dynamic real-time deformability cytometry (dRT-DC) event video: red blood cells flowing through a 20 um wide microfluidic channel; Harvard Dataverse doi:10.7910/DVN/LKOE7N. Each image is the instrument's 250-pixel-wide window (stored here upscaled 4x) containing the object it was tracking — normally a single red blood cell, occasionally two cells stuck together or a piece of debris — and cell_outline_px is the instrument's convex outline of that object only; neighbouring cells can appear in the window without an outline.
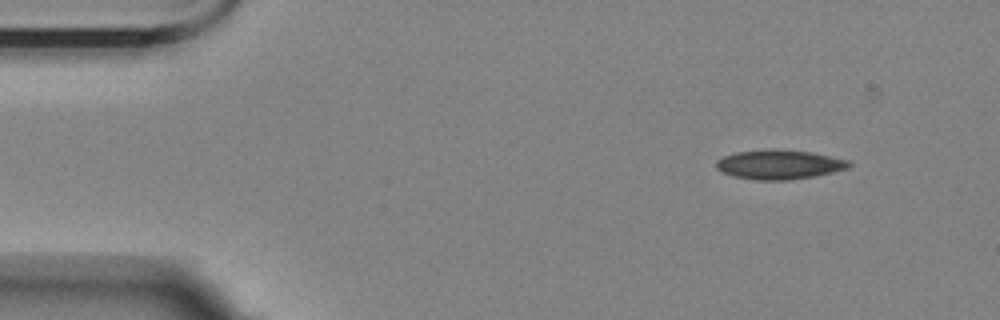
{"species": "Egyptian fruit bat (a non-hibernating species)", "species_latin": "Rousettus aegyptiacus", "temperature_condition": "room temperature", "stored_images_in_passage": 4, "segment_of_instrument_passage": [1, 2], "camera_frame_rate_fps": 3000, "um_per_image_px": 0.085, "animal": {"sex": "female"}, "frame": {"image": 1, "passage_image": 1, "time_ms": 0.0, "image_size_px": [1000, 320], "cell_outline_px": [[852, 164], [848, 168], [816, 176], [788, 180], [756, 180], [732, 176], [720, 172], [716, 168], [716, 160], [724, 156], [736, 152], [808, 152], [848, 160]], "centroid_in_image_um": [66.21, 14.04], "position_along_channel_um": 18.8, "area_um2": 21.73}}
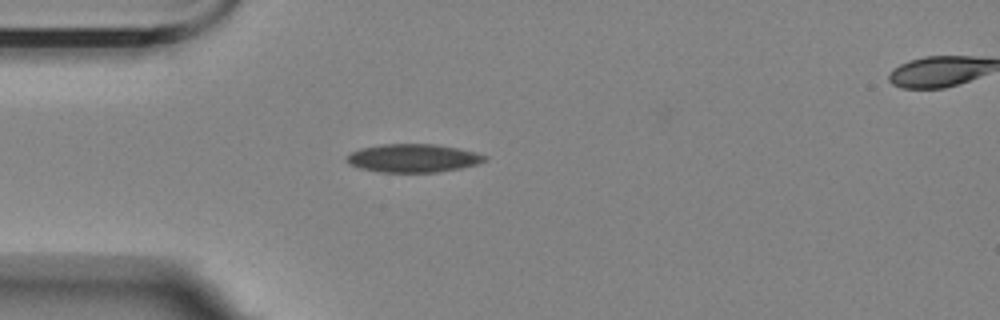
{"frame": {"image": 2, "passage_image": 3, "time_ms": 3.0, "image_size_px": [1000, 320], "cell_outline_px": [[488, 160], [476, 164], [460, 168], [440, 172], [380, 172], [360, 168], [348, 164], [344, 160], [352, 152], [360, 148], [384, 144], [432, 144], [456, 148], [476, 152], [488, 156]], "centroid_in_image_um": [35.11, 13.45], "position_along_channel_um": 49.9, "area_um2": 22.72}}